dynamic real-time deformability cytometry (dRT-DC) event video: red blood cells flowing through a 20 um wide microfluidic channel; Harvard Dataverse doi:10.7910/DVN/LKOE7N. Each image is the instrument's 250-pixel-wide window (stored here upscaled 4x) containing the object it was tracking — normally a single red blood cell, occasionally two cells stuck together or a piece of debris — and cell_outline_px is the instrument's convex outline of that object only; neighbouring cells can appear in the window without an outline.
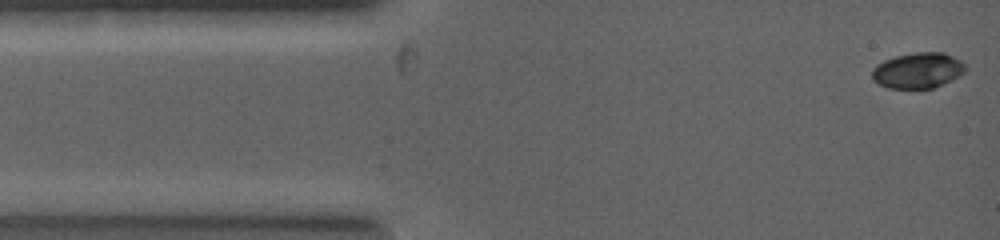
{"species": "common noctule bat (a hibernating species)", "species_latin": "Nyctalus noctula", "temperature_condition": "warm", "stored_images_in_passage": 7, "segment_of_instrument_passage": [1, 2], "camera_frame_rate_fps": 5000, "um_per_image_px": 0.085, "animal": {"sex": "female", "body_mass_g": 19.0, "forearm_length_mm": 53.3}, "frame": {"image": 1, "passage_image": 1, "time_ms": 0.0, "image_size_px": [1000, 240], "cell_outline_px": [[968, 68], [960, 76], [932, 88], [888, 88], [872, 80], [872, 68], [876, 64], [884, 60], [896, 56], [916, 52], [944, 52], [960, 60]], "centroid_in_image_um": [78.01, 5.98], "position_along_channel_um": 7.0, "area_um2": 19.42}}